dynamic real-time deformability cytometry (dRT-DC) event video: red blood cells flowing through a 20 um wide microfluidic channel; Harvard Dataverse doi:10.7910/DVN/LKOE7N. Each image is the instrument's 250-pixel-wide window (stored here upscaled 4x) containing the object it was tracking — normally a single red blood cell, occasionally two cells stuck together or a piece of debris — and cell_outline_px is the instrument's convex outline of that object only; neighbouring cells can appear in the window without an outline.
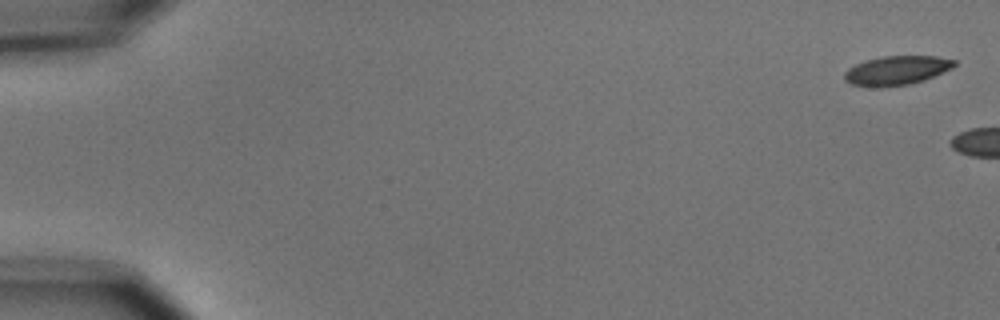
{"species": "common noctule bat (a hibernating species)", "species_latin": "Nyctalus noctula", "temperature_condition": "cold", "stored_images_in_passage": 2, "camera_frame_rate_fps": 3000, "um_per_image_px": 0.085, "animal": {"sex": "male", "body_mass_g": 15.6}, "frame": {"image": 1, "passage_image": 1, "time_ms": 0.0, "image_size_px": [1000, 320], "cell_outline_px": [[956, 64], [952, 68], [924, 80], [908, 84], [880, 88], [876, 88], [852, 84], [844, 80], [844, 72], [848, 68], [864, 60], [880, 56], [936, 56], [956, 60]], "centroid_in_image_um": [76.18, 5.99], "position_along_channel_um": 8.8, "area_um2": 18.79}}